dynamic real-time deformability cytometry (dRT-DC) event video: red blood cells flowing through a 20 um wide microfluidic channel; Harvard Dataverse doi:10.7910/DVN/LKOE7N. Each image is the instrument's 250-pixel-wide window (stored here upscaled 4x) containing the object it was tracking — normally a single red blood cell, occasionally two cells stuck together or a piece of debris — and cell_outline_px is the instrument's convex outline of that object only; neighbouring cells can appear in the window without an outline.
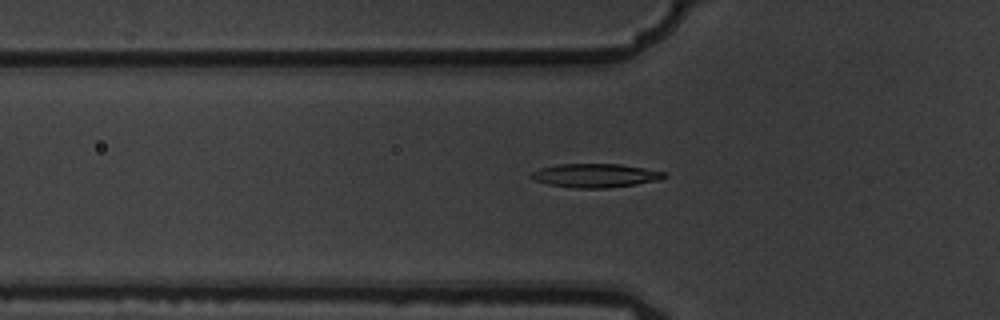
{"species": "common noctule bat (a hibernating species)", "species_latin": "Nyctalus noctula", "temperature_condition": "warm", "stored_images_in_passage": 5, "camera_frame_rate_fps": 3000, "um_per_image_px": 0.085, "animal": {"sex": "male", "body_mass_g": 19.5, "forearm_length_mm": 54.6}, "frame": {"image": 1, "passage_image": 5, "time_ms": 1.333, "image_size_px": [1000, 320], "cell_outline_px": [[668, 176], [660, 180], [636, 184], [608, 188], [576, 188], [548, 184], [536, 180], [528, 176], [532, 172], [540, 168], [556, 164], [620, 164], [644, 168], [664, 172]], "centroid_in_image_um": [50.61, 14.92], "position_along_channel_um": 75.2, "area_um2": 18.38}}